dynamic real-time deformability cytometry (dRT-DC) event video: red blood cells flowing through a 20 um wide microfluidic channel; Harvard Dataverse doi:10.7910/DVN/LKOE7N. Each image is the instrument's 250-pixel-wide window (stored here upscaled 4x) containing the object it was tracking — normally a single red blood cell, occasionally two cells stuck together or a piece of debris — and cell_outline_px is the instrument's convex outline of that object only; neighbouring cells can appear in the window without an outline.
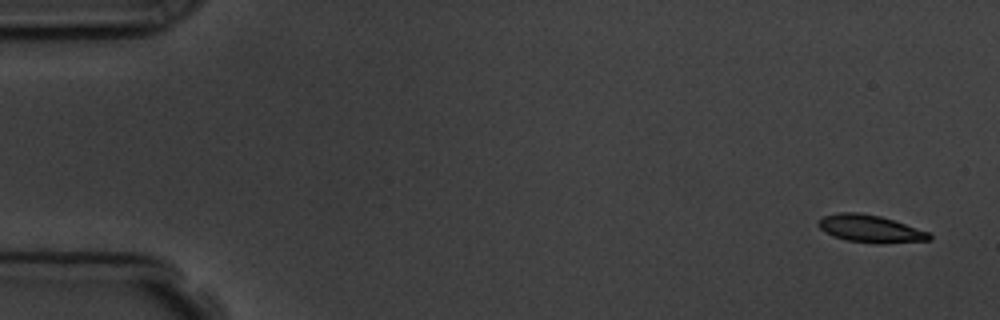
{"species": "common noctule bat (a hibernating species)", "species_latin": "Nyctalus noctula", "temperature_condition": "room temperature", "stored_images_in_passage": 4, "camera_frame_rate_fps": 3000, "um_per_image_px": 0.085, "animal": {"sex": "male", "body_mass_g": 19.5, "forearm_length_mm": 54.6}, "frame": {"image": 1, "passage_image": 1, "time_ms": 0.0, "image_size_px": [1000, 320], "cell_outline_px": [[932, 240], [880, 244], [876, 244], [848, 240], [832, 236], [820, 228], [816, 224], [824, 216], [840, 212], [860, 212], [880, 216], [928, 232], [932, 236]], "centroid_in_image_um": [73.97, 19.45], "position_along_channel_um": 11.0, "area_um2": 17.63}}
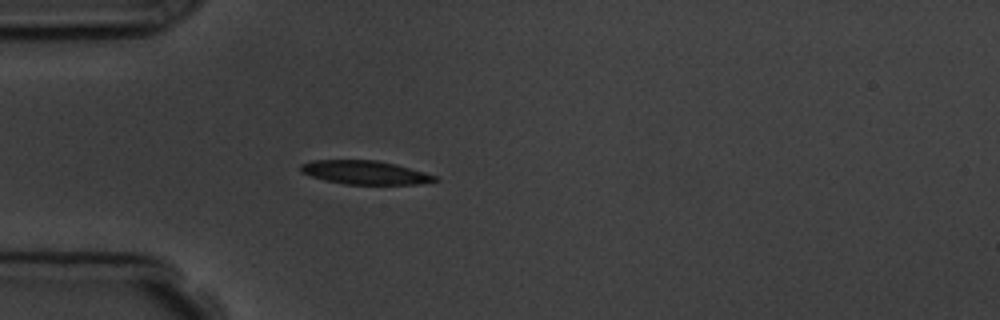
{"frame": {"image": 2, "passage_image": 4, "time_ms": 4.333, "image_size_px": [1000, 320], "cell_outline_px": [[440, 180], [416, 184], [344, 184], [324, 180], [300, 172], [300, 164], [312, 160], [376, 160], [396, 164], [424, 172], [436, 176]], "centroid_in_image_um": [31.0, 14.65], "position_along_channel_um": 54.0, "area_um2": 18.44}}